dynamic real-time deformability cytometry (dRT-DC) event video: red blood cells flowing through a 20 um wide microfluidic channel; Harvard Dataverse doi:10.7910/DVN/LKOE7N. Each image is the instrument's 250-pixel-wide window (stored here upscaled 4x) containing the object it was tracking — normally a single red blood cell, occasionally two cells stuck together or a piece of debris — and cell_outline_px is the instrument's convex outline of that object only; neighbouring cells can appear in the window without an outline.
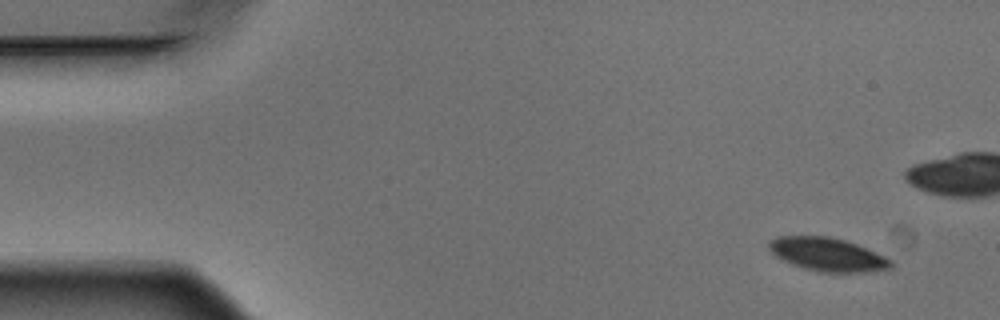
{"species": "Egyptian fruit bat (a non-hibernating species)", "species_latin": "Rousettus aegyptiacus", "temperature_condition": "warm", "stored_images_in_passage": 5, "camera_frame_rate_fps": 3000, "um_per_image_px": 0.085, "animal": {"sex": "male"}, "frame": {"image": 1, "passage_image": 1, "time_ms": 0.0, "image_size_px": [1000, 320], "cell_outline_px": [[896, 264], [892, 268], [864, 272], [820, 272], [804, 268], [792, 264], [776, 256], [768, 248], [768, 244], [776, 236], [828, 236], [844, 240], [856, 244], [876, 252], [892, 260]], "centroid_in_image_um": [70.37, 21.63], "position_along_channel_um": 14.6, "area_um2": 23.64}}